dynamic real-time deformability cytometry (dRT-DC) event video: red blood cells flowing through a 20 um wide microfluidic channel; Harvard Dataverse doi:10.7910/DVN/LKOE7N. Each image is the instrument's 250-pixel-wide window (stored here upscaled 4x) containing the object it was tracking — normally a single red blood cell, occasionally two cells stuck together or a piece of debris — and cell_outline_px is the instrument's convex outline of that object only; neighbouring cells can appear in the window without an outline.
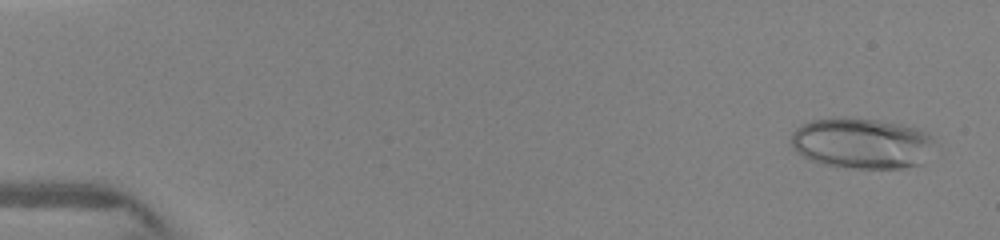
{"species": "human", "species_latin": "Homo sapiens", "temperature_condition": "warm", "stored_images_in_passage": 13, "camera_frame_rate_fps": 3000, "um_per_image_px": 0.085, "donor": {"sex": "female"}, "frame": {"image": 1, "passage_image": 1, "time_ms": 0.0, "image_size_px": [1000, 240], "cell_outline_px": [[932, 140], [924, 164], [900, 168], [852, 168], [824, 164], [812, 160], [804, 156], [792, 148], [792, 132], [796, 128], [812, 120], [844, 116], [876, 120], [900, 124], [916, 128], [932, 136]], "centroid_in_image_um": [73.22, 12.17], "position_along_channel_um": 11.8, "area_um2": 42.14}}
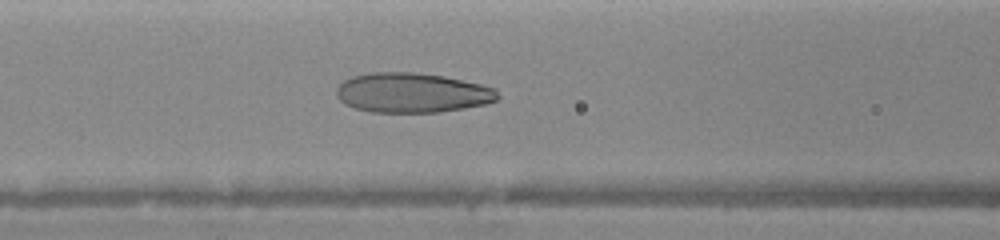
{"frame": {"image": 2, "passage_image": 11, "time_ms": 6.0, "image_size_px": [1000, 240], "cell_outline_px": [[500, 96], [496, 100], [484, 104], [464, 108], [440, 112], [372, 112], [356, 108], [344, 104], [336, 96], [336, 88], [344, 80], [352, 76], [372, 72], [416, 72], [444, 76], [480, 84], [496, 88]], "centroid_in_image_um": [35.02, 7.88], "position_along_channel_um": 131.6, "area_um2": 37.45}}
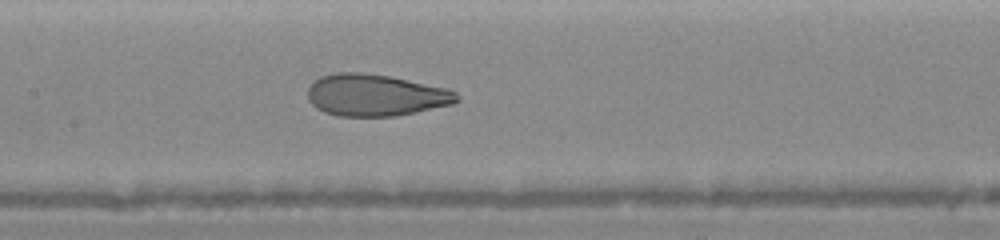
{"frame": {"image": 3, "passage_image": 13, "time_ms": 7.0, "image_size_px": [1000, 240], "cell_outline_px": [[460, 100], [452, 104], [396, 116], [336, 116], [324, 112], [316, 108], [308, 100], [308, 88], [320, 76], [336, 72], [360, 72], [388, 76], [448, 88], [456, 92], [460, 96]], "centroid_in_image_um": [31.92, 8.09], "position_along_channel_um": 175.5, "area_um2": 36.36}}